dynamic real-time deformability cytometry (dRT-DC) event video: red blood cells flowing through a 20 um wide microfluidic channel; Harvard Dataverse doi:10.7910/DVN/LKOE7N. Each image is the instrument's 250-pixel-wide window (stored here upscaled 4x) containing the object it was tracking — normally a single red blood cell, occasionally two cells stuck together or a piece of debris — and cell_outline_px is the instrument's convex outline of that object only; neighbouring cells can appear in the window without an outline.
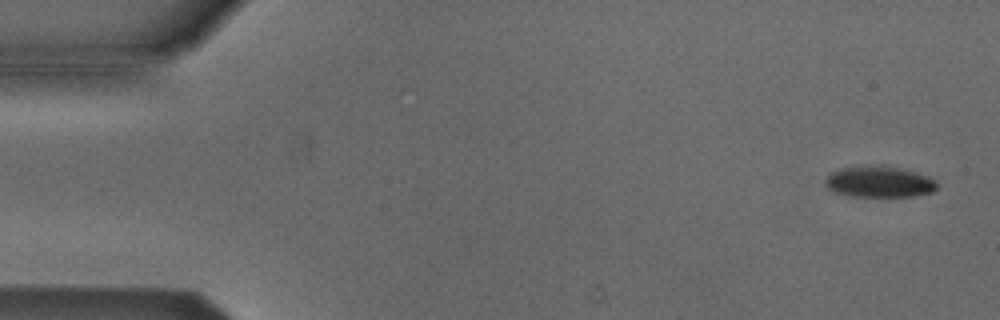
{"species": "Egyptian fruit bat (a non-hibernating species)", "species_latin": "Rousettus aegyptiacus", "temperature_condition": "cold", "stored_images_in_passage": 5, "camera_frame_rate_fps": 3000, "um_per_image_px": 0.085, "animal": {"sex": "male"}, "frame": {"image": 1, "passage_image": 1, "time_ms": 0.0, "image_size_px": [1000, 320], "cell_outline_px": [[936, 188], [932, 192], [916, 196], [852, 196], [832, 192], [824, 184], [824, 180], [832, 172], [840, 168], [880, 164], [900, 168], [916, 172], [928, 176], [936, 180]], "centroid_in_image_um": [74.72, 15.44], "position_along_channel_um": 10.3, "area_um2": 20.46}}